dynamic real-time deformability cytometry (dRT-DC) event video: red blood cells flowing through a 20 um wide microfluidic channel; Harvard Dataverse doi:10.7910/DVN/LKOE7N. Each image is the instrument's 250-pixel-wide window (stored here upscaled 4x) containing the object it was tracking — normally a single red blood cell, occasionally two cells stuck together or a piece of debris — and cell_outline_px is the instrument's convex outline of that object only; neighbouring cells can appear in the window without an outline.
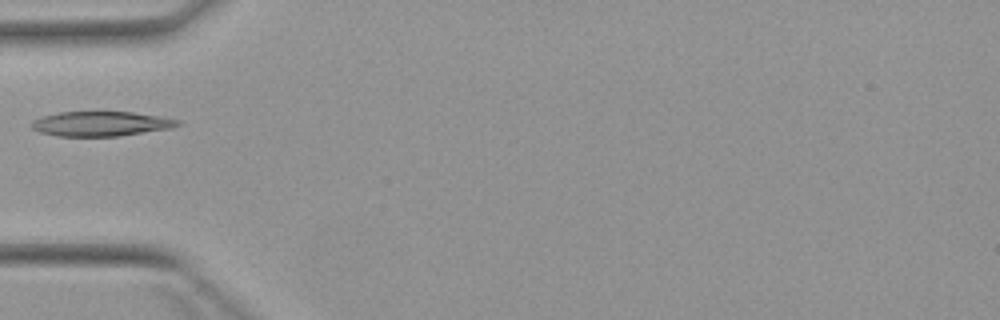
{"species": "Egyptian fruit bat (a non-hibernating species)", "species_latin": "Rousettus aegyptiacus", "temperature_condition": "warm", "stored_images_in_passage": 1, "camera_frame_rate_fps": 3000, "um_per_image_px": 0.085, "animal": {"sex": "female"}, "frame": {"image": 1, "passage_image": 1, "time_ms": 0.0, "image_size_px": [1000, 320], "cell_outline_px": [[180, 124], [172, 128], [116, 136], [56, 136], [40, 132], [32, 128], [28, 124], [32, 120], [40, 116], [60, 112], [132, 112], [180, 120]], "centroid_in_image_um": [8.5, 10.52], "position_along_channel_um": 76.5, "area_um2": 20.98}}